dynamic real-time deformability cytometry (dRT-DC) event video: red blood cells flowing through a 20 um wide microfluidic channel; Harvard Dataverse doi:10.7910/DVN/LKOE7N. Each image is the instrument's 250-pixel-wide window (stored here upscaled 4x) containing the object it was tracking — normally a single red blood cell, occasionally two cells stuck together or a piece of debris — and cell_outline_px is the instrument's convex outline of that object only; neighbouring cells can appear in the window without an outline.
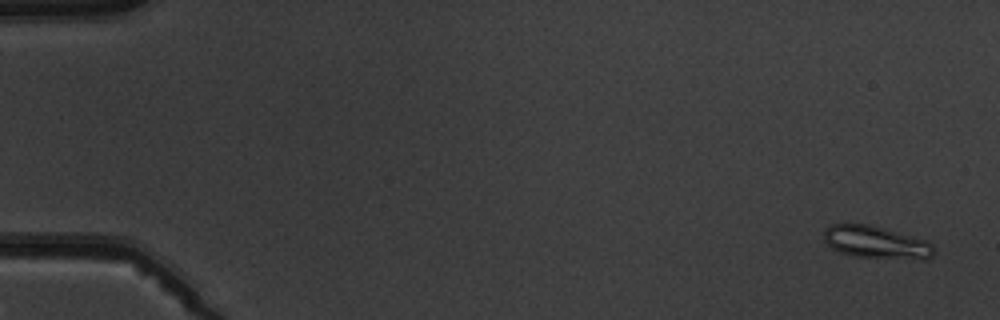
{"species": "common noctule bat (a hibernating species)", "species_latin": "Nyctalus noctula", "temperature_condition": "warm", "stored_images_in_passage": 5, "camera_frame_rate_fps": 3000, "um_per_image_px": 0.085, "animal": {"sex": "male", "body_mass_g": 19.5, "forearm_length_mm": 54.6}, "frame": {"image": 1, "passage_image": 1, "time_ms": 0.0, "image_size_px": [1000, 320], "cell_outline_px": [[936, 252], [932, 256], [924, 260], [852, 256], [840, 252], [832, 248], [824, 240], [824, 228], [832, 224], [868, 224], [884, 228], [928, 240], [932, 244]], "centroid_in_image_um": [74.51, 20.6], "position_along_channel_um": 10.5, "area_um2": 21.04}}
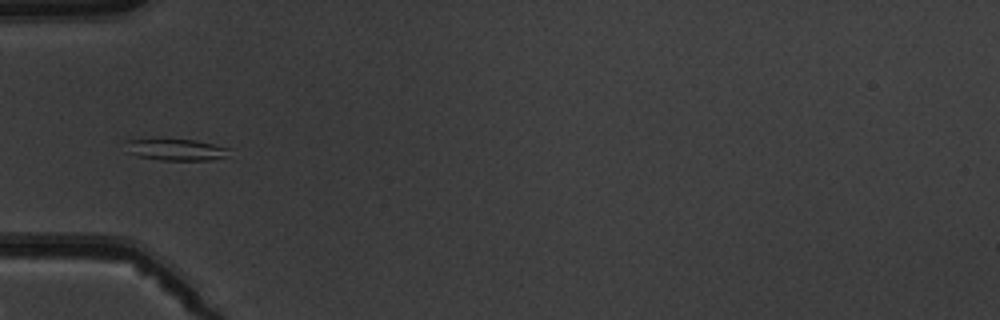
{"frame": {"image": 2, "passage_image": 5, "time_ms": 5.333, "image_size_px": [1000, 320], "cell_outline_px": [[232, 148], [224, 156], [208, 160], [160, 160], [140, 156], [128, 152], [124, 140], [192, 140]], "centroid_in_image_um": [14.95, 12.73], "position_along_channel_um": 70.0, "area_um2": 12.54}}